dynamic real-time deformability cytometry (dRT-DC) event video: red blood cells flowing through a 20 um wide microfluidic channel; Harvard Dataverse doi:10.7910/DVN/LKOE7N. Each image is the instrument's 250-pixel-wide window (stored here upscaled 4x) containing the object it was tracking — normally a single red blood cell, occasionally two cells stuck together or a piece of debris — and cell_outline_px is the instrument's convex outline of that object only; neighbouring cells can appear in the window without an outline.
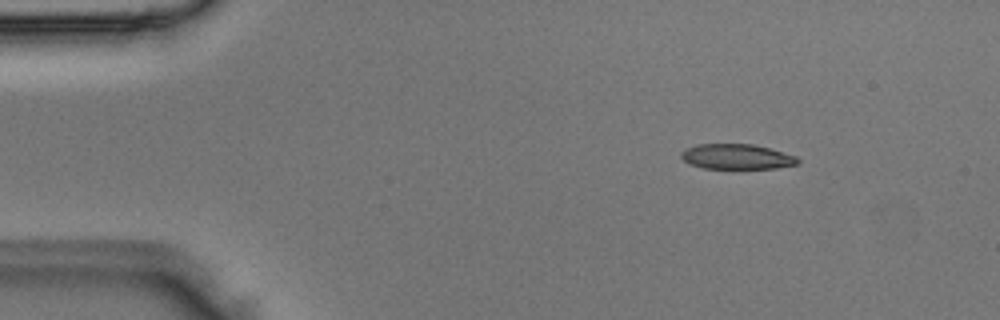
{"species": "Egyptian fruit bat (a non-hibernating species)", "species_latin": "Rousettus aegyptiacus", "temperature_condition": "room temperature", "stored_images_in_passage": 2, "camera_frame_rate_fps": 3000, "um_per_image_px": 0.085, "animal": {"sex": "male"}, "frame": {"image": 1, "passage_image": 1, "time_ms": 0.0, "image_size_px": [1000, 320], "cell_outline_px": [[800, 160], [796, 164], [776, 168], [704, 168], [688, 164], [680, 156], [680, 152], [684, 148], [696, 144], [752, 144], [768, 148], [796, 156]], "centroid_in_image_um": [62.56, 13.31], "position_along_channel_um": 22.4, "area_um2": 17.05}}